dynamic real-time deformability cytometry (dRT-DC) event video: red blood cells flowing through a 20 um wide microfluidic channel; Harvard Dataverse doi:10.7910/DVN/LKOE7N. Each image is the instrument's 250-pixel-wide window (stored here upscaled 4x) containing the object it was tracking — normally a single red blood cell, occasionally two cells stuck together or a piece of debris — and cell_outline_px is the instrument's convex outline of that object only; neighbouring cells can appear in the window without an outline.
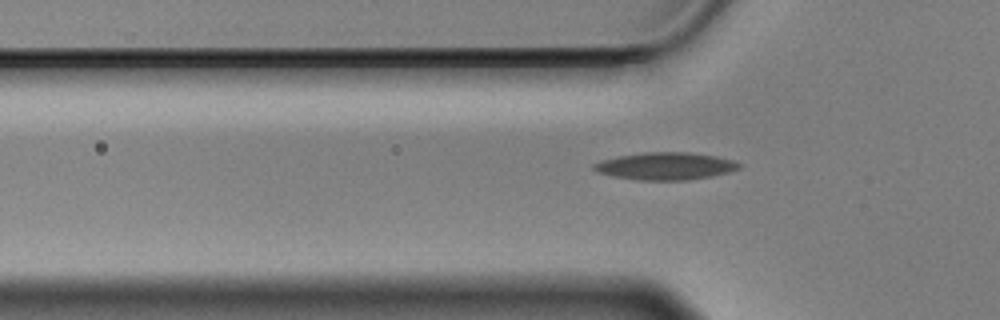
{"species": "Egyptian fruit bat (a non-hibernating species)", "species_latin": "Rousettus aegyptiacus", "temperature_condition": "cold", "stored_images_in_passage": 38, "camera_frame_rate_fps": 3000, "um_per_image_px": 0.085, "animal": {"sex": "male"}, "frame": {"image": 1, "passage_image": 5, "time_ms": 1.333, "image_size_px": [1000, 320], "cell_outline_px": [[740, 168], [728, 172], [712, 176], [688, 180], [636, 180], [612, 176], [596, 172], [592, 168], [592, 164], [600, 160], [620, 156], [644, 152], [688, 152], [716, 156], [732, 160], [740, 164]], "centroid_in_image_um": [56.52, 14.12], "position_along_channel_um": 69.3, "area_um2": 23.24}}
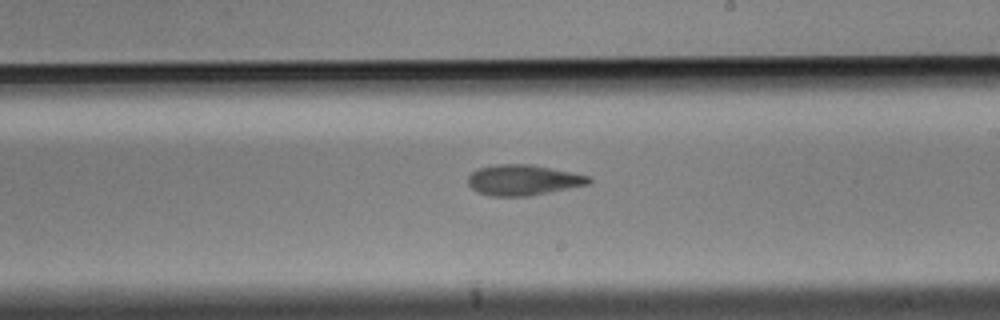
{"frame": {"image": 2, "passage_image": 20, "time_ms": 6.333, "image_size_px": [1000, 320], "cell_outline_px": [[592, 180], [588, 184], [528, 196], [488, 196], [476, 192], [468, 184], [468, 176], [472, 172], [480, 168], [496, 164], [532, 164], [588, 176]], "centroid_in_image_um": [44.41, 15.3], "position_along_channel_um": 244.6, "area_um2": 21.33}}
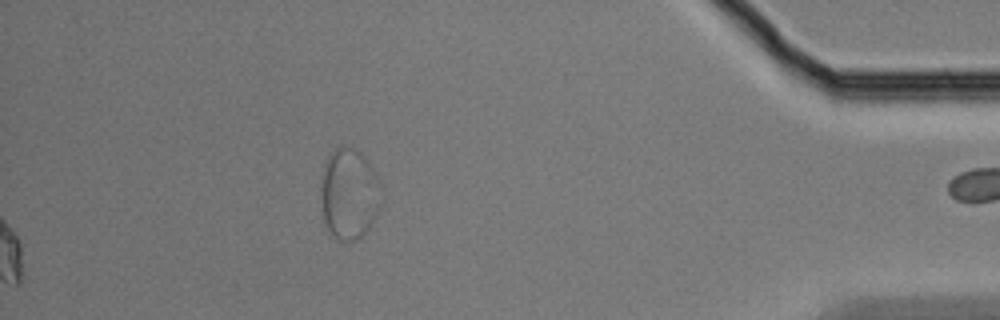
{"frame": {"image": 3, "passage_image": 38, "time_ms": 12.333, "image_size_px": [1000, 320], "cell_outline_px": [[380, 208], [376, 216], [368, 228], [360, 236], [352, 240], [340, 240], [328, 228], [324, 220], [324, 172], [328, 156], [336, 148], [344, 144], [356, 148], [364, 156], [372, 168], [380, 184]], "centroid_in_image_um": [29.74, 16.43], "position_along_channel_um": 405.5, "area_um2": 30.75}, "authors_computed_cell_mechanics": {"area_um2": 21.3282, "velocity_mm_per_s": 3.4886, "shape_relaxation_time_tau1_ms": 5.618, "shape_relaxation_time_tau2_ms": 3.0298, "deformation_change_tau1": 0.1457, "deformation_change_tau2": 0.0954}}